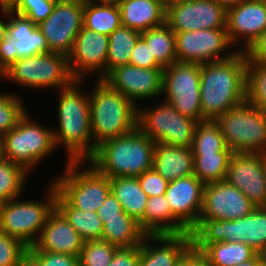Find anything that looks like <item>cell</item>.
I'll return each instance as SVG.
<instances>
[{"instance_id": "obj_1", "label": "cell", "mask_w": 266, "mask_h": 266, "mask_svg": "<svg viewBox=\"0 0 266 266\" xmlns=\"http://www.w3.org/2000/svg\"><path fill=\"white\" fill-rule=\"evenodd\" d=\"M246 66L242 50L229 59L200 65L203 120L215 121L246 101Z\"/></svg>"}, {"instance_id": "obj_2", "label": "cell", "mask_w": 266, "mask_h": 266, "mask_svg": "<svg viewBox=\"0 0 266 266\" xmlns=\"http://www.w3.org/2000/svg\"><path fill=\"white\" fill-rule=\"evenodd\" d=\"M83 81L74 80L59 90V130H53V139L55 146L64 144L68 161H87L97 148L91 139L89 95L78 88Z\"/></svg>"}, {"instance_id": "obj_3", "label": "cell", "mask_w": 266, "mask_h": 266, "mask_svg": "<svg viewBox=\"0 0 266 266\" xmlns=\"http://www.w3.org/2000/svg\"><path fill=\"white\" fill-rule=\"evenodd\" d=\"M155 142L138 127L97 146L86 161L100 174L112 177H139L153 168Z\"/></svg>"}, {"instance_id": "obj_4", "label": "cell", "mask_w": 266, "mask_h": 266, "mask_svg": "<svg viewBox=\"0 0 266 266\" xmlns=\"http://www.w3.org/2000/svg\"><path fill=\"white\" fill-rule=\"evenodd\" d=\"M90 99V124L94 145L124 136L137 128L138 107L100 80Z\"/></svg>"}, {"instance_id": "obj_5", "label": "cell", "mask_w": 266, "mask_h": 266, "mask_svg": "<svg viewBox=\"0 0 266 266\" xmlns=\"http://www.w3.org/2000/svg\"><path fill=\"white\" fill-rule=\"evenodd\" d=\"M191 246L202 251L215 242H243L258 252L266 245V207L234 220L199 219L190 230Z\"/></svg>"}, {"instance_id": "obj_6", "label": "cell", "mask_w": 266, "mask_h": 266, "mask_svg": "<svg viewBox=\"0 0 266 266\" xmlns=\"http://www.w3.org/2000/svg\"><path fill=\"white\" fill-rule=\"evenodd\" d=\"M215 122L234 153L266 154V111L246 101L223 113Z\"/></svg>"}, {"instance_id": "obj_7", "label": "cell", "mask_w": 266, "mask_h": 266, "mask_svg": "<svg viewBox=\"0 0 266 266\" xmlns=\"http://www.w3.org/2000/svg\"><path fill=\"white\" fill-rule=\"evenodd\" d=\"M2 147L3 159L29 172L55 150L53 129L34 123L26 112L16 127L2 136Z\"/></svg>"}, {"instance_id": "obj_8", "label": "cell", "mask_w": 266, "mask_h": 266, "mask_svg": "<svg viewBox=\"0 0 266 266\" xmlns=\"http://www.w3.org/2000/svg\"><path fill=\"white\" fill-rule=\"evenodd\" d=\"M48 198L44 202L22 201L17 198L0 205V231L20 239L26 246H33L40 236L46 218L55 208L57 188L50 183Z\"/></svg>"}, {"instance_id": "obj_9", "label": "cell", "mask_w": 266, "mask_h": 266, "mask_svg": "<svg viewBox=\"0 0 266 266\" xmlns=\"http://www.w3.org/2000/svg\"><path fill=\"white\" fill-rule=\"evenodd\" d=\"M0 76L28 88L62 89L75 80L69 69L68 56L52 52L19 58Z\"/></svg>"}, {"instance_id": "obj_10", "label": "cell", "mask_w": 266, "mask_h": 266, "mask_svg": "<svg viewBox=\"0 0 266 266\" xmlns=\"http://www.w3.org/2000/svg\"><path fill=\"white\" fill-rule=\"evenodd\" d=\"M80 164L81 161H68L62 176L52 182L74 208L97 212L111 193L110 178L100 174L92 165L79 171Z\"/></svg>"}, {"instance_id": "obj_11", "label": "cell", "mask_w": 266, "mask_h": 266, "mask_svg": "<svg viewBox=\"0 0 266 266\" xmlns=\"http://www.w3.org/2000/svg\"><path fill=\"white\" fill-rule=\"evenodd\" d=\"M161 103L146 111L138 107L137 127L155 143L192 147L198 122L176 111L168 102Z\"/></svg>"}, {"instance_id": "obj_12", "label": "cell", "mask_w": 266, "mask_h": 266, "mask_svg": "<svg viewBox=\"0 0 266 266\" xmlns=\"http://www.w3.org/2000/svg\"><path fill=\"white\" fill-rule=\"evenodd\" d=\"M176 111L202 122L200 64L175 62L163 70L162 94Z\"/></svg>"}, {"instance_id": "obj_13", "label": "cell", "mask_w": 266, "mask_h": 266, "mask_svg": "<svg viewBox=\"0 0 266 266\" xmlns=\"http://www.w3.org/2000/svg\"><path fill=\"white\" fill-rule=\"evenodd\" d=\"M175 44L178 62L200 65L229 59L239 50L219 54L232 46L226 28L175 33Z\"/></svg>"}, {"instance_id": "obj_14", "label": "cell", "mask_w": 266, "mask_h": 266, "mask_svg": "<svg viewBox=\"0 0 266 266\" xmlns=\"http://www.w3.org/2000/svg\"><path fill=\"white\" fill-rule=\"evenodd\" d=\"M84 3H56L46 20L37 25L49 51L68 56L77 34L83 27Z\"/></svg>"}, {"instance_id": "obj_15", "label": "cell", "mask_w": 266, "mask_h": 266, "mask_svg": "<svg viewBox=\"0 0 266 266\" xmlns=\"http://www.w3.org/2000/svg\"><path fill=\"white\" fill-rule=\"evenodd\" d=\"M266 154L233 153L225 181L244 193L256 207H266Z\"/></svg>"}, {"instance_id": "obj_16", "label": "cell", "mask_w": 266, "mask_h": 266, "mask_svg": "<svg viewBox=\"0 0 266 266\" xmlns=\"http://www.w3.org/2000/svg\"><path fill=\"white\" fill-rule=\"evenodd\" d=\"M227 11L213 0H186L166 9L165 23L175 32L226 28Z\"/></svg>"}, {"instance_id": "obj_17", "label": "cell", "mask_w": 266, "mask_h": 266, "mask_svg": "<svg viewBox=\"0 0 266 266\" xmlns=\"http://www.w3.org/2000/svg\"><path fill=\"white\" fill-rule=\"evenodd\" d=\"M163 70L126 64L113 69L103 81L138 107V100L162 95Z\"/></svg>"}, {"instance_id": "obj_18", "label": "cell", "mask_w": 266, "mask_h": 266, "mask_svg": "<svg viewBox=\"0 0 266 266\" xmlns=\"http://www.w3.org/2000/svg\"><path fill=\"white\" fill-rule=\"evenodd\" d=\"M254 206L247 196L225 180L205 184L199 219L234 220L250 214Z\"/></svg>"}, {"instance_id": "obj_19", "label": "cell", "mask_w": 266, "mask_h": 266, "mask_svg": "<svg viewBox=\"0 0 266 266\" xmlns=\"http://www.w3.org/2000/svg\"><path fill=\"white\" fill-rule=\"evenodd\" d=\"M109 37L82 27L76 36L73 49L68 55L69 69L75 80H83L84 75L102 71L99 78L106 77V60Z\"/></svg>"}, {"instance_id": "obj_20", "label": "cell", "mask_w": 266, "mask_h": 266, "mask_svg": "<svg viewBox=\"0 0 266 266\" xmlns=\"http://www.w3.org/2000/svg\"><path fill=\"white\" fill-rule=\"evenodd\" d=\"M205 184L194 174L169 182L165 197L172 214L190 231L199 221Z\"/></svg>"}, {"instance_id": "obj_21", "label": "cell", "mask_w": 266, "mask_h": 266, "mask_svg": "<svg viewBox=\"0 0 266 266\" xmlns=\"http://www.w3.org/2000/svg\"><path fill=\"white\" fill-rule=\"evenodd\" d=\"M266 30V0H242L227 10L226 31L232 45L243 36L244 50Z\"/></svg>"}, {"instance_id": "obj_22", "label": "cell", "mask_w": 266, "mask_h": 266, "mask_svg": "<svg viewBox=\"0 0 266 266\" xmlns=\"http://www.w3.org/2000/svg\"><path fill=\"white\" fill-rule=\"evenodd\" d=\"M84 240L56 209L46 218L40 236L28 251H48L79 257Z\"/></svg>"}, {"instance_id": "obj_23", "label": "cell", "mask_w": 266, "mask_h": 266, "mask_svg": "<svg viewBox=\"0 0 266 266\" xmlns=\"http://www.w3.org/2000/svg\"><path fill=\"white\" fill-rule=\"evenodd\" d=\"M146 240L161 247L149 245ZM190 247V233L146 235L139 246L138 266H174Z\"/></svg>"}, {"instance_id": "obj_24", "label": "cell", "mask_w": 266, "mask_h": 266, "mask_svg": "<svg viewBox=\"0 0 266 266\" xmlns=\"http://www.w3.org/2000/svg\"><path fill=\"white\" fill-rule=\"evenodd\" d=\"M0 10H2L4 16H10L7 34L15 39V47L19 58L50 52L45 37L29 18L12 10Z\"/></svg>"}, {"instance_id": "obj_25", "label": "cell", "mask_w": 266, "mask_h": 266, "mask_svg": "<svg viewBox=\"0 0 266 266\" xmlns=\"http://www.w3.org/2000/svg\"><path fill=\"white\" fill-rule=\"evenodd\" d=\"M153 168L168 182L193 174L194 155L191 147L155 144Z\"/></svg>"}, {"instance_id": "obj_26", "label": "cell", "mask_w": 266, "mask_h": 266, "mask_svg": "<svg viewBox=\"0 0 266 266\" xmlns=\"http://www.w3.org/2000/svg\"><path fill=\"white\" fill-rule=\"evenodd\" d=\"M121 24L139 32L165 23L166 9L158 0H116Z\"/></svg>"}, {"instance_id": "obj_27", "label": "cell", "mask_w": 266, "mask_h": 266, "mask_svg": "<svg viewBox=\"0 0 266 266\" xmlns=\"http://www.w3.org/2000/svg\"><path fill=\"white\" fill-rule=\"evenodd\" d=\"M138 223L147 235L190 233L172 214L165 195L148 197L143 218Z\"/></svg>"}, {"instance_id": "obj_28", "label": "cell", "mask_w": 266, "mask_h": 266, "mask_svg": "<svg viewBox=\"0 0 266 266\" xmlns=\"http://www.w3.org/2000/svg\"><path fill=\"white\" fill-rule=\"evenodd\" d=\"M111 193L123 207V211L137 222L144 215L148 195L142 190L137 177L110 178Z\"/></svg>"}, {"instance_id": "obj_29", "label": "cell", "mask_w": 266, "mask_h": 266, "mask_svg": "<svg viewBox=\"0 0 266 266\" xmlns=\"http://www.w3.org/2000/svg\"><path fill=\"white\" fill-rule=\"evenodd\" d=\"M85 0L83 27L88 30L109 36L121 24V12L116 1Z\"/></svg>"}, {"instance_id": "obj_30", "label": "cell", "mask_w": 266, "mask_h": 266, "mask_svg": "<svg viewBox=\"0 0 266 266\" xmlns=\"http://www.w3.org/2000/svg\"><path fill=\"white\" fill-rule=\"evenodd\" d=\"M55 208L66 218L84 241L101 240L103 222L96 212L74 208L58 191Z\"/></svg>"}, {"instance_id": "obj_31", "label": "cell", "mask_w": 266, "mask_h": 266, "mask_svg": "<svg viewBox=\"0 0 266 266\" xmlns=\"http://www.w3.org/2000/svg\"><path fill=\"white\" fill-rule=\"evenodd\" d=\"M146 235L139 223L123 212L121 218L105 219L101 240L117 248H128L140 246Z\"/></svg>"}, {"instance_id": "obj_32", "label": "cell", "mask_w": 266, "mask_h": 266, "mask_svg": "<svg viewBox=\"0 0 266 266\" xmlns=\"http://www.w3.org/2000/svg\"><path fill=\"white\" fill-rule=\"evenodd\" d=\"M141 32L121 25L109 37L106 76L115 68L129 64L135 43Z\"/></svg>"}, {"instance_id": "obj_33", "label": "cell", "mask_w": 266, "mask_h": 266, "mask_svg": "<svg viewBox=\"0 0 266 266\" xmlns=\"http://www.w3.org/2000/svg\"><path fill=\"white\" fill-rule=\"evenodd\" d=\"M141 37L163 68L177 62L175 32L166 23L141 32Z\"/></svg>"}, {"instance_id": "obj_34", "label": "cell", "mask_w": 266, "mask_h": 266, "mask_svg": "<svg viewBox=\"0 0 266 266\" xmlns=\"http://www.w3.org/2000/svg\"><path fill=\"white\" fill-rule=\"evenodd\" d=\"M202 253L212 266H235L252 259L257 252L243 242H215L208 244Z\"/></svg>"}, {"instance_id": "obj_35", "label": "cell", "mask_w": 266, "mask_h": 266, "mask_svg": "<svg viewBox=\"0 0 266 266\" xmlns=\"http://www.w3.org/2000/svg\"><path fill=\"white\" fill-rule=\"evenodd\" d=\"M233 151H221L217 154H193V174L204 184L225 180Z\"/></svg>"}, {"instance_id": "obj_36", "label": "cell", "mask_w": 266, "mask_h": 266, "mask_svg": "<svg viewBox=\"0 0 266 266\" xmlns=\"http://www.w3.org/2000/svg\"><path fill=\"white\" fill-rule=\"evenodd\" d=\"M191 148L193 154H217L221 151H232L227 147L218 124L211 120L197 123Z\"/></svg>"}, {"instance_id": "obj_37", "label": "cell", "mask_w": 266, "mask_h": 266, "mask_svg": "<svg viewBox=\"0 0 266 266\" xmlns=\"http://www.w3.org/2000/svg\"><path fill=\"white\" fill-rule=\"evenodd\" d=\"M246 102L266 111V62L246 58Z\"/></svg>"}, {"instance_id": "obj_38", "label": "cell", "mask_w": 266, "mask_h": 266, "mask_svg": "<svg viewBox=\"0 0 266 266\" xmlns=\"http://www.w3.org/2000/svg\"><path fill=\"white\" fill-rule=\"evenodd\" d=\"M27 171L11 161L0 160V201L19 198L24 188ZM21 192V193H20Z\"/></svg>"}, {"instance_id": "obj_39", "label": "cell", "mask_w": 266, "mask_h": 266, "mask_svg": "<svg viewBox=\"0 0 266 266\" xmlns=\"http://www.w3.org/2000/svg\"><path fill=\"white\" fill-rule=\"evenodd\" d=\"M117 249L103 240L84 241L78 257L80 266H109Z\"/></svg>"}, {"instance_id": "obj_40", "label": "cell", "mask_w": 266, "mask_h": 266, "mask_svg": "<svg viewBox=\"0 0 266 266\" xmlns=\"http://www.w3.org/2000/svg\"><path fill=\"white\" fill-rule=\"evenodd\" d=\"M15 94L0 93V136L15 128L26 114L25 107Z\"/></svg>"}, {"instance_id": "obj_41", "label": "cell", "mask_w": 266, "mask_h": 266, "mask_svg": "<svg viewBox=\"0 0 266 266\" xmlns=\"http://www.w3.org/2000/svg\"><path fill=\"white\" fill-rule=\"evenodd\" d=\"M28 248L20 239L0 231V266H20Z\"/></svg>"}, {"instance_id": "obj_42", "label": "cell", "mask_w": 266, "mask_h": 266, "mask_svg": "<svg viewBox=\"0 0 266 266\" xmlns=\"http://www.w3.org/2000/svg\"><path fill=\"white\" fill-rule=\"evenodd\" d=\"M55 4L54 0H18L12 11L38 25L52 13Z\"/></svg>"}, {"instance_id": "obj_43", "label": "cell", "mask_w": 266, "mask_h": 266, "mask_svg": "<svg viewBox=\"0 0 266 266\" xmlns=\"http://www.w3.org/2000/svg\"><path fill=\"white\" fill-rule=\"evenodd\" d=\"M137 178L142 190L148 195V197L165 195L169 182L154 168L146 170Z\"/></svg>"}, {"instance_id": "obj_44", "label": "cell", "mask_w": 266, "mask_h": 266, "mask_svg": "<svg viewBox=\"0 0 266 266\" xmlns=\"http://www.w3.org/2000/svg\"><path fill=\"white\" fill-rule=\"evenodd\" d=\"M129 64L139 68H163L153 57L146 41L140 36L135 43Z\"/></svg>"}, {"instance_id": "obj_45", "label": "cell", "mask_w": 266, "mask_h": 266, "mask_svg": "<svg viewBox=\"0 0 266 266\" xmlns=\"http://www.w3.org/2000/svg\"><path fill=\"white\" fill-rule=\"evenodd\" d=\"M41 266H80L79 258L48 251H28Z\"/></svg>"}, {"instance_id": "obj_46", "label": "cell", "mask_w": 266, "mask_h": 266, "mask_svg": "<svg viewBox=\"0 0 266 266\" xmlns=\"http://www.w3.org/2000/svg\"><path fill=\"white\" fill-rule=\"evenodd\" d=\"M19 59L15 39L6 34L0 44V75Z\"/></svg>"}, {"instance_id": "obj_47", "label": "cell", "mask_w": 266, "mask_h": 266, "mask_svg": "<svg viewBox=\"0 0 266 266\" xmlns=\"http://www.w3.org/2000/svg\"><path fill=\"white\" fill-rule=\"evenodd\" d=\"M139 246L118 248L109 266H138Z\"/></svg>"}, {"instance_id": "obj_48", "label": "cell", "mask_w": 266, "mask_h": 266, "mask_svg": "<svg viewBox=\"0 0 266 266\" xmlns=\"http://www.w3.org/2000/svg\"><path fill=\"white\" fill-rule=\"evenodd\" d=\"M123 212L120 202L110 193L96 213L104 224L105 219L121 218Z\"/></svg>"}, {"instance_id": "obj_49", "label": "cell", "mask_w": 266, "mask_h": 266, "mask_svg": "<svg viewBox=\"0 0 266 266\" xmlns=\"http://www.w3.org/2000/svg\"><path fill=\"white\" fill-rule=\"evenodd\" d=\"M249 61L266 62V30L244 50Z\"/></svg>"}, {"instance_id": "obj_50", "label": "cell", "mask_w": 266, "mask_h": 266, "mask_svg": "<svg viewBox=\"0 0 266 266\" xmlns=\"http://www.w3.org/2000/svg\"><path fill=\"white\" fill-rule=\"evenodd\" d=\"M189 266H212L209 259L202 251L195 250L192 246L189 248Z\"/></svg>"}, {"instance_id": "obj_51", "label": "cell", "mask_w": 266, "mask_h": 266, "mask_svg": "<svg viewBox=\"0 0 266 266\" xmlns=\"http://www.w3.org/2000/svg\"><path fill=\"white\" fill-rule=\"evenodd\" d=\"M20 266H41V264L29 252H27L23 256Z\"/></svg>"}, {"instance_id": "obj_52", "label": "cell", "mask_w": 266, "mask_h": 266, "mask_svg": "<svg viewBox=\"0 0 266 266\" xmlns=\"http://www.w3.org/2000/svg\"><path fill=\"white\" fill-rule=\"evenodd\" d=\"M216 3L220 4L226 11L232 7H235L242 0H213Z\"/></svg>"}, {"instance_id": "obj_53", "label": "cell", "mask_w": 266, "mask_h": 266, "mask_svg": "<svg viewBox=\"0 0 266 266\" xmlns=\"http://www.w3.org/2000/svg\"><path fill=\"white\" fill-rule=\"evenodd\" d=\"M17 2L18 0H0V8L12 10Z\"/></svg>"}, {"instance_id": "obj_54", "label": "cell", "mask_w": 266, "mask_h": 266, "mask_svg": "<svg viewBox=\"0 0 266 266\" xmlns=\"http://www.w3.org/2000/svg\"><path fill=\"white\" fill-rule=\"evenodd\" d=\"M174 266H189V249L179 258Z\"/></svg>"}, {"instance_id": "obj_55", "label": "cell", "mask_w": 266, "mask_h": 266, "mask_svg": "<svg viewBox=\"0 0 266 266\" xmlns=\"http://www.w3.org/2000/svg\"><path fill=\"white\" fill-rule=\"evenodd\" d=\"M260 263L259 256L256 254L252 259L242 262L240 264H237L235 266H258Z\"/></svg>"}, {"instance_id": "obj_56", "label": "cell", "mask_w": 266, "mask_h": 266, "mask_svg": "<svg viewBox=\"0 0 266 266\" xmlns=\"http://www.w3.org/2000/svg\"><path fill=\"white\" fill-rule=\"evenodd\" d=\"M7 26H8V21L4 22L3 20L0 19V44L5 39V36L7 34Z\"/></svg>"}, {"instance_id": "obj_57", "label": "cell", "mask_w": 266, "mask_h": 266, "mask_svg": "<svg viewBox=\"0 0 266 266\" xmlns=\"http://www.w3.org/2000/svg\"><path fill=\"white\" fill-rule=\"evenodd\" d=\"M158 1L165 9H167L174 4H178L186 0H158Z\"/></svg>"}, {"instance_id": "obj_58", "label": "cell", "mask_w": 266, "mask_h": 266, "mask_svg": "<svg viewBox=\"0 0 266 266\" xmlns=\"http://www.w3.org/2000/svg\"><path fill=\"white\" fill-rule=\"evenodd\" d=\"M259 260L261 263L266 264V245H264L258 252Z\"/></svg>"}, {"instance_id": "obj_59", "label": "cell", "mask_w": 266, "mask_h": 266, "mask_svg": "<svg viewBox=\"0 0 266 266\" xmlns=\"http://www.w3.org/2000/svg\"><path fill=\"white\" fill-rule=\"evenodd\" d=\"M56 3L60 2H75V3H84L85 0H54Z\"/></svg>"}, {"instance_id": "obj_60", "label": "cell", "mask_w": 266, "mask_h": 266, "mask_svg": "<svg viewBox=\"0 0 266 266\" xmlns=\"http://www.w3.org/2000/svg\"><path fill=\"white\" fill-rule=\"evenodd\" d=\"M3 159L2 137L0 136V160Z\"/></svg>"}, {"instance_id": "obj_61", "label": "cell", "mask_w": 266, "mask_h": 266, "mask_svg": "<svg viewBox=\"0 0 266 266\" xmlns=\"http://www.w3.org/2000/svg\"><path fill=\"white\" fill-rule=\"evenodd\" d=\"M89 1H93V0H89ZM98 1H116V0H98Z\"/></svg>"}, {"instance_id": "obj_62", "label": "cell", "mask_w": 266, "mask_h": 266, "mask_svg": "<svg viewBox=\"0 0 266 266\" xmlns=\"http://www.w3.org/2000/svg\"><path fill=\"white\" fill-rule=\"evenodd\" d=\"M258 266H266V264L260 262Z\"/></svg>"}]
</instances>
